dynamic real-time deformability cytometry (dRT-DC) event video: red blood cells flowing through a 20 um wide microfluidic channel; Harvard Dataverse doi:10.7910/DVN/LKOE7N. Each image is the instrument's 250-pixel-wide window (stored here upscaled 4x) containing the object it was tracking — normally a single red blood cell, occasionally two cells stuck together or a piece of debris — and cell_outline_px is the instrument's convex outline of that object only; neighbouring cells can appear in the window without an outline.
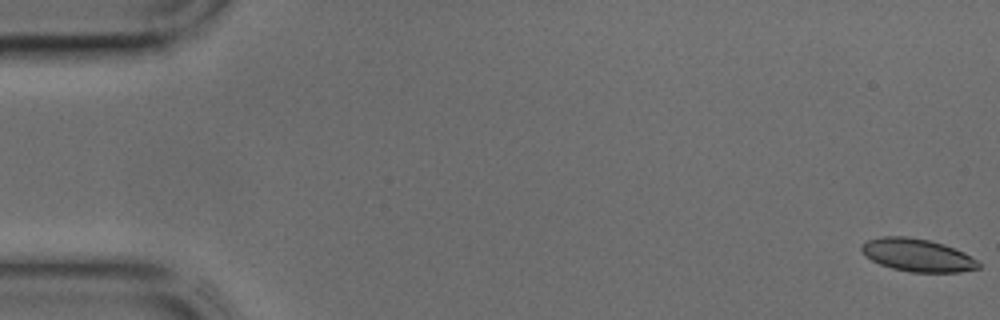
{"species": "common noctule bat (a hibernating species)", "species_latin": "Nyctalus noctula", "temperature_condition": "cold", "stored_images_in_passage": 44, "camera_frame_rate_fps": 3000, "um_per_image_px": 0.085, "animal": {"sex": "male", "body_mass_g": 17.9, "forearm_length_mm": 54.2}, "frame": {"image": 1, "passage_image": 1, "time_ms": 0.0, "image_size_px": [1000, 320], "cell_outline_px": [[980, 268], [960, 272], [912, 272], [892, 268], [880, 264], [864, 256], [860, 248], [860, 244], [868, 240], [880, 236], [908, 236], [928, 240], [944, 244], [964, 252], [976, 260], [980, 264]], "centroid_in_image_um": [77.95, 21.68], "position_along_channel_um": 7.0, "area_um2": 22.43}}
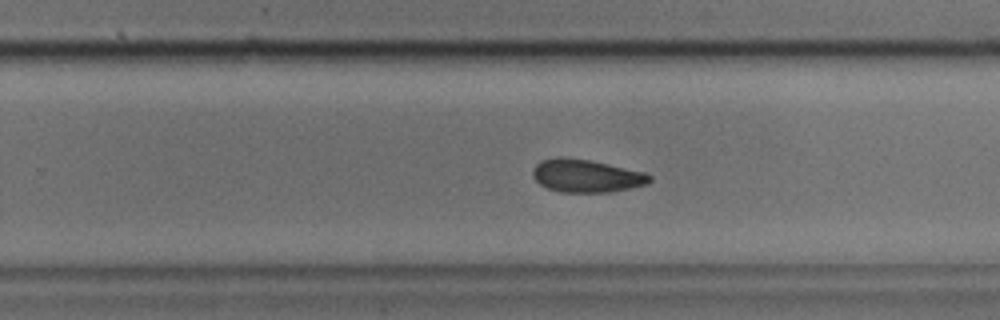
{"frame": {"image": 2, "passage_image": 28, "time_ms": 9.0, "image_size_px": [1000, 320], "cell_outline_px": [[652, 180], [644, 184], [612, 192], [560, 192], [548, 188], [540, 184], [532, 176], [532, 168], [540, 160], [556, 156], [560, 156], [588, 160], [608, 164], [644, 172], [652, 176]], "centroid_in_image_um": [49.78, 14.93], "position_along_channel_um": 280.0, "area_um2": 22.37}}
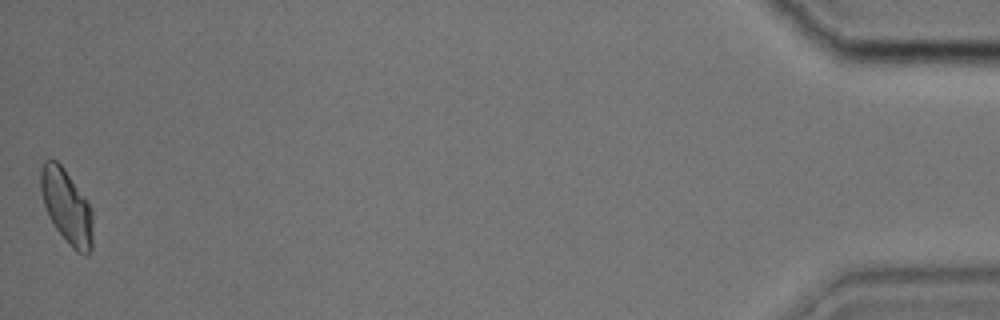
{"frame": {"image": 3, "passage_image": 44, "time_ms": 14.333, "image_size_px": [1000, 320], "cell_outline_px": [[92, 248], [84, 256], [76, 252], [68, 244], [56, 228], [48, 216], [44, 204], [40, 188], [40, 168], [44, 160], [56, 160], [64, 168], [92, 208]], "centroid_in_image_um": [5.66, 17.56], "position_along_channel_um": 429.5, "area_um2": 22.48}}